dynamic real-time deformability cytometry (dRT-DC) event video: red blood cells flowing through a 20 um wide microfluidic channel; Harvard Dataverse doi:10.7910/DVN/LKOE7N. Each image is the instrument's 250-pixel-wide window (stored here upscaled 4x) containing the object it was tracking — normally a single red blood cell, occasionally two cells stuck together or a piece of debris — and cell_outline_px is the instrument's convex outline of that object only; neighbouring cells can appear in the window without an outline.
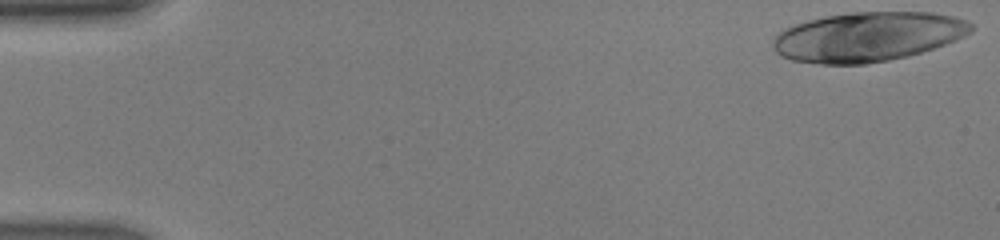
{"species": "human", "species_latin": "Homo sapiens", "temperature_condition": "warm", "stored_images_in_passage": 17, "camera_frame_rate_fps": 3000, "um_per_image_px": 0.085, "donor": {"sex": "male"}, "frame": {"image": 1, "passage_image": 1, "time_ms": 0.0, "image_size_px": [1000, 240], "cell_outline_px": [[972, 32], [956, 40], [908, 56], [888, 60], [864, 64], [820, 64], [792, 60], [780, 56], [772, 48], [772, 40], [784, 28], [808, 20], [824, 16], [852, 12], [932, 12], [956, 16], [972, 24]], "centroid_in_image_um": [73.74, 3.12], "position_along_channel_um": 11.3, "area_um2": 57.16}}